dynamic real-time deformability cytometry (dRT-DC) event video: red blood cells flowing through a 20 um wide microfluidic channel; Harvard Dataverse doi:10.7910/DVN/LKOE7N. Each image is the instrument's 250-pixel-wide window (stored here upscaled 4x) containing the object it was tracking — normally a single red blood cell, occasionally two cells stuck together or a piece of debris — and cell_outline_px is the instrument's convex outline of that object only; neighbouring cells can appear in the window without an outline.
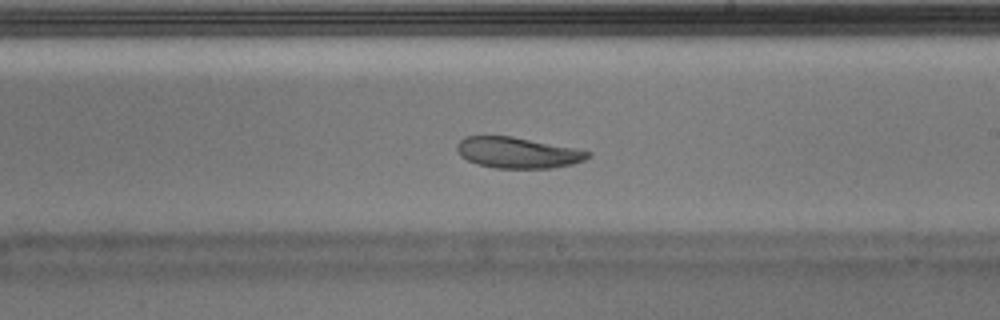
{"species": "Egyptian fruit bat (a non-hibernating species)", "species_latin": "Rousettus aegyptiacus", "temperature_condition": "warm", "stored_images_in_passage": 33, "camera_frame_rate_fps": 3000, "um_per_image_px": 0.085, "animal": {"sex": "male"}, "frame": {"image": 1, "passage_image": 15, "time_ms": 4.667, "image_size_px": [1000, 320], "cell_outline_px": [[592, 156], [584, 160], [572, 164], [552, 168], [492, 168], [476, 164], [460, 156], [456, 148], [456, 144], [464, 136], [512, 136], [592, 152]], "centroid_in_image_um": [43.96, 12.98], "position_along_channel_um": 245.0, "area_um2": 23.58}}
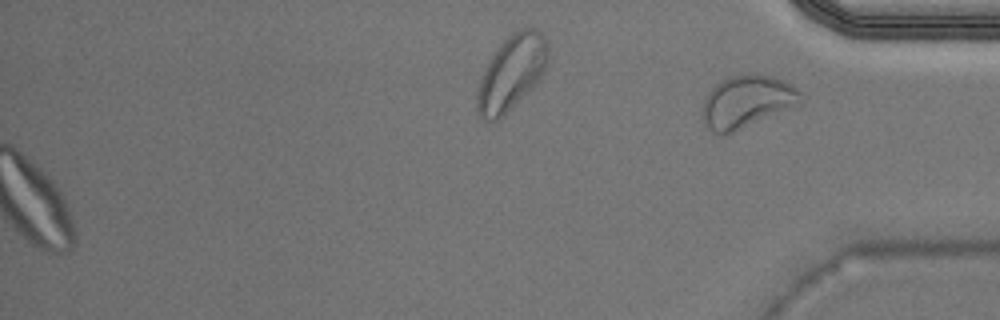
{"frame": {"image": 2, "passage_image": 33, "time_ms": 10.667, "image_size_px": [1000, 320], "cell_outline_px": [[804, 96], [800, 104], [724, 136], [720, 136], [712, 132], [704, 124], [704, 100], [708, 92], [720, 80], [728, 76], [756, 72], [772, 76], [784, 80], [796, 88]], "centroid_in_image_um": [63.49, 8.62], "position_along_channel_um": 371.7, "area_um2": 30.23}}